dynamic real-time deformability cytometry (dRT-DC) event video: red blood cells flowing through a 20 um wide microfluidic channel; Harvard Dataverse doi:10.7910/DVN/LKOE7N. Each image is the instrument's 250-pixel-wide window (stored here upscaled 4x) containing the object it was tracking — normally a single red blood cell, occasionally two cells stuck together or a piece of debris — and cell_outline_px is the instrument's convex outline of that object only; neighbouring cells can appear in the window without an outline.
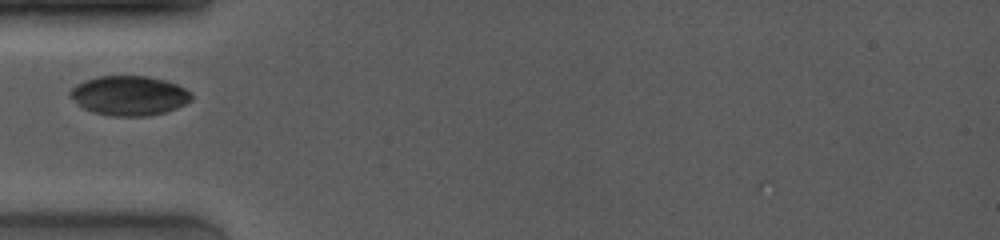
{"species": "common noctule bat (a hibernating species)", "species_latin": "Nyctalus noctula", "temperature_condition": "room temperature", "stored_images_in_passage": 6, "camera_frame_rate_fps": 4000, "um_per_image_px": 0.085, "animal": {"sex": "female", "body_mass_g": 19.0, "forearm_length_mm": 53.3}, "frame": {"image": 1, "passage_image": 1, "time_ms": 0.0, "image_size_px": [1000, 240], "cell_outline_px": [[192, 100], [176, 108], [164, 112], [148, 116], [112, 116], [92, 112], [84, 108], [68, 96], [68, 92], [76, 84], [84, 80], [100, 76], [148, 76], [164, 80], [176, 84], [184, 88], [192, 96]], "centroid_in_image_um": [10.95, 8.13], "position_along_channel_um": 74.1, "area_um2": 27.92}}
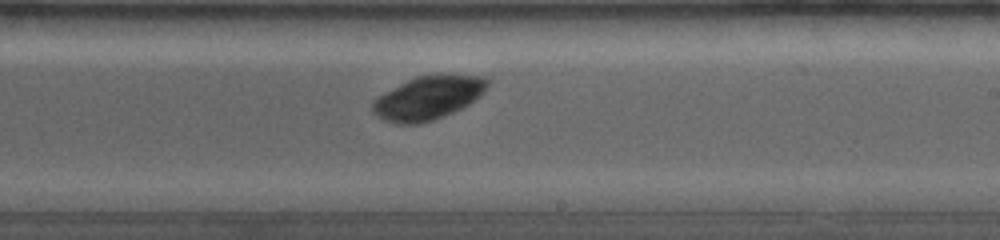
{"frame": {"image": 2, "passage_image": 6, "time_ms": 4.5, "image_size_px": [1000, 240], "cell_outline_px": [[488, 84], [484, 92], [480, 96], [468, 104], [444, 116], [420, 124], [392, 124], [376, 116], [372, 112], [372, 100], [400, 84], [416, 76], [436, 72], [444, 72], [484, 76], [488, 80]], "centroid_in_image_um": [36.4, 8.28], "position_along_channel_um": 252.6, "area_um2": 29.71}}